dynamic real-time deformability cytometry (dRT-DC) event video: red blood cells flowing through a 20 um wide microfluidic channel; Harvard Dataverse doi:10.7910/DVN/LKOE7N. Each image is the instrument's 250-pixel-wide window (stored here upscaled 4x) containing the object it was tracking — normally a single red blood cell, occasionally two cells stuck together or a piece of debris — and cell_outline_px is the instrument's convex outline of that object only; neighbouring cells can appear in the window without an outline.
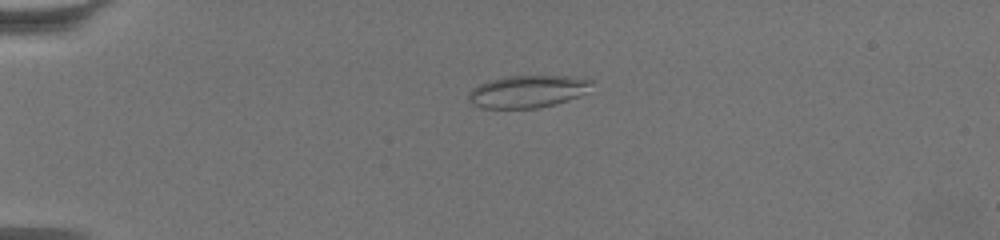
{"species": "common noctule bat (a hibernating species)", "species_latin": "Nyctalus noctula", "temperature_condition": "warm", "stored_images_in_passage": 55, "camera_frame_rate_fps": 3000, "um_per_image_px": 0.085, "animal": {"sex": "female", "body_mass_g": 19.5, "forearm_length_mm": 54.1}, "frame": {"image": 1, "passage_image": 8, "time_ms": 2.333, "image_size_px": [1000, 240], "cell_outline_px": [[592, 84], [584, 92], [576, 96], [556, 104], [536, 108], [484, 108], [468, 100], [468, 92], [472, 88], [488, 80], [504, 76], [572, 76], [592, 80]], "centroid_in_image_um": [44.8, 7.76], "position_along_channel_um": 40.2, "area_um2": 22.95}}
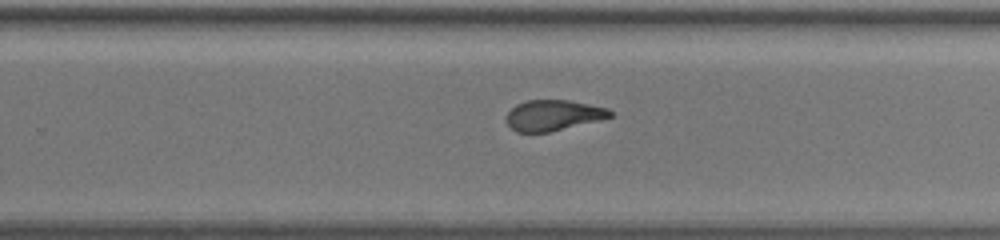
{"frame": {"image": 2, "passage_image": 34, "time_ms": 11.0, "image_size_px": [1000, 240], "cell_outline_px": [[612, 116], [548, 132], [516, 132], [508, 124], [508, 112], [516, 104], [528, 100], [568, 100], [608, 108], [612, 112]], "centroid_in_image_um": [47.0, 9.78], "position_along_channel_um": 282.8, "area_um2": 18.03}}
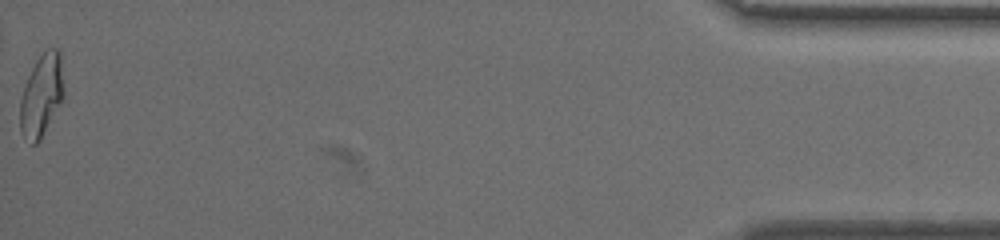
{"frame": {"image": 3, "passage_image": 55, "time_ms": 18.0, "image_size_px": [1000, 240], "cell_outline_px": [[64, 96], [40, 140], [36, 144], [32, 144], [20, 132], [20, 100], [28, 76], [36, 60], [48, 48], [60, 48], [64, 88]], "centroid_in_image_um": [3.54, 8.08], "position_along_channel_um": 431.7, "area_um2": 20.87}, "authors_computed_cell_mechanics": {"area_um2": 20.1722, "velocity_mm_per_s": 3.3774, "shape_relaxation_time_tau1_ms": null, "shape_relaxation_time_tau2_ms": 1.9936, "deformation_change_tau1": null, "deformation_change_tau2": 0.1037}}